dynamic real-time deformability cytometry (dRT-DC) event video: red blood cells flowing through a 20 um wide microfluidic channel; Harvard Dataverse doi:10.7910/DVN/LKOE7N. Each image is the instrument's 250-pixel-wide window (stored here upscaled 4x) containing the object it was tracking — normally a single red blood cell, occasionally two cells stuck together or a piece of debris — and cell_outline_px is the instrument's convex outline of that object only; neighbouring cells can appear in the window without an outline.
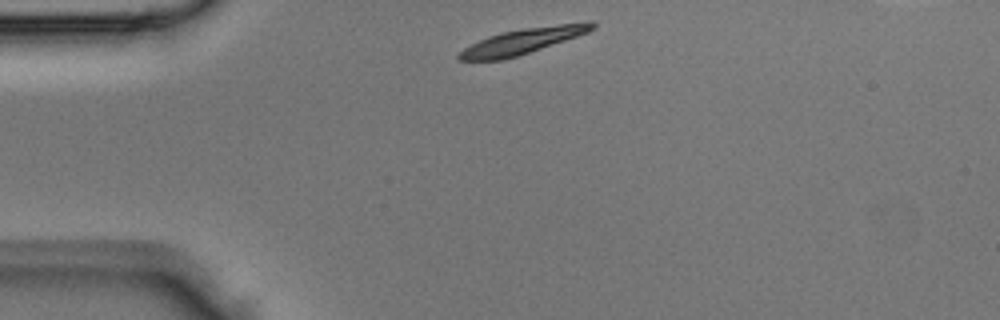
{"species": "Egyptian fruit bat (a non-hibernating species)", "species_latin": "Rousettus aegyptiacus", "temperature_condition": "room temperature", "stored_images_in_passage": 2, "camera_frame_rate_fps": 3000, "um_per_image_px": 0.085, "animal": {"sex": "male"}, "frame": {"image": 1, "passage_image": 1, "time_ms": 0.0, "image_size_px": [1000, 320], "cell_outline_px": [[596, 28], [588, 32], [516, 56], [500, 60], [456, 60], [456, 56], [464, 48], [488, 36], [504, 32], [524, 28], [588, 20], [592, 20], [596, 24]], "centroid_in_image_um": [44.46, 3.47], "position_along_channel_um": 40.5, "area_um2": 19.54}}
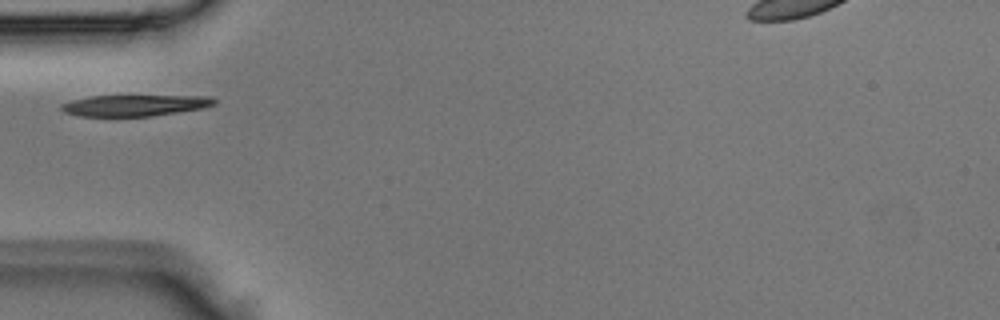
{"frame": {"image": 2, "passage_image": 2, "time_ms": 0.333, "image_size_px": [1000, 320], "cell_outline_px": [[216, 104], [204, 108], [152, 116], [80, 116], [64, 112], [60, 108], [60, 104], [72, 100], [88, 96], [212, 96], [216, 100]], "centroid_in_image_um": [11.46, 8.95], "position_along_channel_um": 73.5, "area_um2": 18.96}}